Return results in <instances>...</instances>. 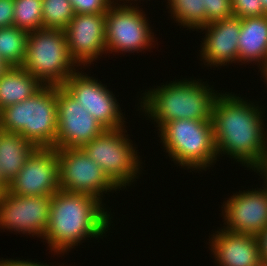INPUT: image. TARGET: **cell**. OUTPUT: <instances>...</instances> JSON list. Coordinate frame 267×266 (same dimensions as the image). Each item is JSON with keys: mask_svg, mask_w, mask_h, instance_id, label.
Returning <instances> with one entry per match:
<instances>
[{"mask_svg": "<svg viewBox=\"0 0 267 266\" xmlns=\"http://www.w3.org/2000/svg\"><path fill=\"white\" fill-rule=\"evenodd\" d=\"M224 92L217 97L212 114L218 161L226 155L253 172L267 163L265 107L240 93Z\"/></svg>", "mask_w": 267, "mask_h": 266, "instance_id": "cell-1", "label": "cell"}, {"mask_svg": "<svg viewBox=\"0 0 267 266\" xmlns=\"http://www.w3.org/2000/svg\"><path fill=\"white\" fill-rule=\"evenodd\" d=\"M111 210L92 195L59 189L51 196L48 225L42 242L47 244L53 256L57 254L62 258V254H68L84 241L104 239L111 227H115Z\"/></svg>", "mask_w": 267, "mask_h": 266, "instance_id": "cell-2", "label": "cell"}, {"mask_svg": "<svg viewBox=\"0 0 267 266\" xmlns=\"http://www.w3.org/2000/svg\"><path fill=\"white\" fill-rule=\"evenodd\" d=\"M182 78L149 87L135 105L146 120L156 123L158 130L167 122L178 119L212 120L213 107L222 91L200 78ZM140 104V105H139Z\"/></svg>", "mask_w": 267, "mask_h": 266, "instance_id": "cell-3", "label": "cell"}, {"mask_svg": "<svg viewBox=\"0 0 267 266\" xmlns=\"http://www.w3.org/2000/svg\"><path fill=\"white\" fill-rule=\"evenodd\" d=\"M174 165L189 173L207 171L218 161L212 120L178 119L165 123L157 132ZM166 150V151H165ZM176 163V164H175ZM181 166V167H180ZM212 166V167H211ZM210 167V168H209ZM203 170V171H202Z\"/></svg>", "mask_w": 267, "mask_h": 266, "instance_id": "cell-4", "label": "cell"}, {"mask_svg": "<svg viewBox=\"0 0 267 266\" xmlns=\"http://www.w3.org/2000/svg\"><path fill=\"white\" fill-rule=\"evenodd\" d=\"M57 86L44 85L32 97L0 111V129L20 134L38 148H55Z\"/></svg>", "mask_w": 267, "mask_h": 266, "instance_id": "cell-5", "label": "cell"}, {"mask_svg": "<svg viewBox=\"0 0 267 266\" xmlns=\"http://www.w3.org/2000/svg\"><path fill=\"white\" fill-rule=\"evenodd\" d=\"M128 133L126 127L106 129L81 147L121 191L136 184L144 170L138 147Z\"/></svg>", "mask_w": 267, "mask_h": 266, "instance_id": "cell-6", "label": "cell"}, {"mask_svg": "<svg viewBox=\"0 0 267 266\" xmlns=\"http://www.w3.org/2000/svg\"><path fill=\"white\" fill-rule=\"evenodd\" d=\"M43 85L62 86L79 68L68 53L64 30L38 29L29 32L21 66Z\"/></svg>", "mask_w": 267, "mask_h": 266, "instance_id": "cell-7", "label": "cell"}, {"mask_svg": "<svg viewBox=\"0 0 267 266\" xmlns=\"http://www.w3.org/2000/svg\"><path fill=\"white\" fill-rule=\"evenodd\" d=\"M105 14L108 55L134 52L142 54V51L145 53L146 50L155 48L157 38L143 7L113 3Z\"/></svg>", "mask_w": 267, "mask_h": 266, "instance_id": "cell-8", "label": "cell"}, {"mask_svg": "<svg viewBox=\"0 0 267 266\" xmlns=\"http://www.w3.org/2000/svg\"><path fill=\"white\" fill-rule=\"evenodd\" d=\"M57 155L60 190L92 195L105 206V194L120 192L82 148L57 149Z\"/></svg>", "mask_w": 267, "mask_h": 266, "instance_id": "cell-9", "label": "cell"}, {"mask_svg": "<svg viewBox=\"0 0 267 266\" xmlns=\"http://www.w3.org/2000/svg\"><path fill=\"white\" fill-rule=\"evenodd\" d=\"M78 68L62 85L105 129L128 123L119 100L106 84ZM80 70V71H79ZM124 113V114H123Z\"/></svg>", "mask_w": 267, "mask_h": 266, "instance_id": "cell-10", "label": "cell"}, {"mask_svg": "<svg viewBox=\"0 0 267 266\" xmlns=\"http://www.w3.org/2000/svg\"><path fill=\"white\" fill-rule=\"evenodd\" d=\"M50 205L51 196H20L5 190L0 201V231L43 239Z\"/></svg>", "mask_w": 267, "mask_h": 266, "instance_id": "cell-11", "label": "cell"}, {"mask_svg": "<svg viewBox=\"0 0 267 266\" xmlns=\"http://www.w3.org/2000/svg\"><path fill=\"white\" fill-rule=\"evenodd\" d=\"M55 149L81 148L106 129L63 87L57 86Z\"/></svg>", "mask_w": 267, "mask_h": 266, "instance_id": "cell-12", "label": "cell"}, {"mask_svg": "<svg viewBox=\"0 0 267 266\" xmlns=\"http://www.w3.org/2000/svg\"><path fill=\"white\" fill-rule=\"evenodd\" d=\"M64 32L69 56L78 67L90 69L103 54L107 56L105 13L74 14Z\"/></svg>", "mask_w": 267, "mask_h": 266, "instance_id": "cell-13", "label": "cell"}, {"mask_svg": "<svg viewBox=\"0 0 267 266\" xmlns=\"http://www.w3.org/2000/svg\"><path fill=\"white\" fill-rule=\"evenodd\" d=\"M232 194L221 203L222 228L257 236L267 226V190L261 186Z\"/></svg>", "mask_w": 267, "mask_h": 266, "instance_id": "cell-14", "label": "cell"}, {"mask_svg": "<svg viewBox=\"0 0 267 266\" xmlns=\"http://www.w3.org/2000/svg\"><path fill=\"white\" fill-rule=\"evenodd\" d=\"M6 190L20 196L55 194L59 190L57 149L37 148Z\"/></svg>", "mask_w": 267, "mask_h": 266, "instance_id": "cell-15", "label": "cell"}, {"mask_svg": "<svg viewBox=\"0 0 267 266\" xmlns=\"http://www.w3.org/2000/svg\"><path fill=\"white\" fill-rule=\"evenodd\" d=\"M200 30V31H199ZM241 19L235 16L209 23L197 32L204 34L198 51L204 67L220 69L235 63L238 65V39Z\"/></svg>", "mask_w": 267, "mask_h": 266, "instance_id": "cell-16", "label": "cell"}, {"mask_svg": "<svg viewBox=\"0 0 267 266\" xmlns=\"http://www.w3.org/2000/svg\"><path fill=\"white\" fill-rule=\"evenodd\" d=\"M212 232L207 243L216 266H259L262 263L256 236L232 233L222 227Z\"/></svg>", "mask_w": 267, "mask_h": 266, "instance_id": "cell-17", "label": "cell"}, {"mask_svg": "<svg viewBox=\"0 0 267 266\" xmlns=\"http://www.w3.org/2000/svg\"><path fill=\"white\" fill-rule=\"evenodd\" d=\"M250 63L257 64L258 72L267 63V15L241 19L238 64Z\"/></svg>", "mask_w": 267, "mask_h": 266, "instance_id": "cell-18", "label": "cell"}, {"mask_svg": "<svg viewBox=\"0 0 267 266\" xmlns=\"http://www.w3.org/2000/svg\"><path fill=\"white\" fill-rule=\"evenodd\" d=\"M37 148L20 134L0 129V173L6 187Z\"/></svg>", "mask_w": 267, "mask_h": 266, "instance_id": "cell-19", "label": "cell"}, {"mask_svg": "<svg viewBox=\"0 0 267 266\" xmlns=\"http://www.w3.org/2000/svg\"><path fill=\"white\" fill-rule=\"evenodd\" d=\"M44 85L22 67H8L0 76V111L32 97Z\"/></svg>", "mask_w": 267, "mask_h": 266, "instance_id": "cell-20", "label": "cell"}, {"mask_svg": "<svg viewBox=\"0 0 267 266\" xmlns=\"http://www.w3.org/2000/svg\"><path fill=\"white\" fill-rule=\"evenodd\" d=\"M169 18L173 19L177 26L187 28L189 31H197L206 25V9L202 0H167Z\"/></svg>", "mask_w": 267, "mask_h": 266, "instance_id": "cell-21", "label": "cell"}, {"mask_svg": "<svg viewBox=\"0 0 267 266\" xmlns=\"http://www.w3.org/2000/svg\"><path fill=\"white\" fill-rule=\"evenodd\" d=\"M29 32L15 26L0 28V59L8 67H21L27 48Z\"/></svg>", "mask_w": 267, "mask_h": 266, "instance_id": "cell-22", "label": "cell"}, {"mask_svg": "<svg viewBox=\"0 0 267 266\" xmlns=\"http://www.w3.org/2000/svg\"><path fill=\"white\" fill-rule=\"evenodd\" d=\"M74 14L70 0H42L43 29L64 30Z\"/></svg>", "mask_w": 267, "mask_h": 266, "instance_id": "cell-23", "label": "cell"}, {"mask_svg": "<svg viewBox=\"0 0 267 266\" xmlns=\"http://www.w3.org/2000/svg\"><path fill=\"white\" fill-rule=\"evenodd\" d=\"M13 26L27 32L43 29L42 0H14Z\"/></svg>", "mask_w": 267, "mask_h": 266, "instance_id": "cell-24", "label": "cell"}, {"mask_svg": "<svg viewBox=\"0 0 267 266\" xmlns=\"http://www.w3.org/2000/svg\"><path fill=\"white\" fill-rule=\"evenodd\" d=\"M206 9V25L233 16L231 0H202Z\"/></svg>", "mask_w": 267, "mask_h": 266, "instance_id": "cell-25", "label": "cell"}, {"mask_svg": "<svg viewBox=\"0 0 267 266\" xmlns=\"http://www.w3.org/2000/svg\"><path fill=\"white\" fill-rule=\"evenodd\" d=\"M233 16L240 19L267 15L260 0H231Z\"/></svg>", "mask_w": 267, "mask_h": 266, "instance_id": "cell-26", "label": "cell"}, {"mask_svg": "<svg viewBox=\"0 0 267 266\" xmlns=\"http://www.w3.org/2000/svg\"><path fill=\"white\" fill-rule=\"evenodd\" d=\"M75 14H100L106 13L113 0H70Z\"/></svg>", "mask_w": 267, "mask_h": 266, "instance_id": "cell-27", "label": "cell"}, {"mask_svg": "<svg viewBox=\"0 0 267 266\" xmlns=\"http://www.w3.org/2000/svg\"><path fill=\"white\" fill-rule=\"evenodd\" d=\"M14 0H0V28L13 26Z\"/></svg>", "mask_w": 267, "mask_h": 266, "instance_id": "cell-28", "label": "cell"}, {"mask_svg": "<svg viewBox=\"0 0 267 266\" xmlns=\"http://www.w3.org/2000/svg\"><path fill=\"white\" fill-rule=\"evenodd\" d=\"M21 258H17V259H12V258H6V259H3V257H2V259L0 258V266H64V263H62L61 265H58V264H56V265H49V264H47V263H41V262H37V261H33L32 259L31 260H29V259H26V260H24V259H21ZM66 266H69V265H67L66 264ZM71 266V265H70Z\"/></svg>", "mask_w": 267, "mask_h": 266, "instance_id": "cell-29", "label": "cell"}, {"mask_svg": "<svg viewBox=\"0 0 267 266\" xmlns=\"http://www.w3.org/2000/svg\"><path fill=\"white\" fill-rule=\"evenodd\" d=\"M262 263L267 264V226L256 236Z\"/></svg>", "mask_w": 267, "mask_h": 266, "instance_id": "cell-30", "label": "cell"}, {"mask_svg": "<svg viewBox=\"0 0 267 266\" xmlns=\"http://www.w3.org/2000/svg\"><path fill=\"white\" fill-rule=\"evenodd\" d=\"M253 171L256 172L260 177L262 176L261 179L264 180L262 185L267 190V163L254 169Z\"/></svg>", "mask_w": 267, "mask_h": 266, "instance_id": "cell-31", "label": "cell"}, {"mask_svg": "<svg viewBox=\"0 0 267 266\" xmlns=\"http://www.w3.org/2000/svg\"><path fill=\"white\" fill-rule=\"evenodd\" d=\"M114 1V3H117V4H119V5H132L133 6V4H134V6L136 5H139V3L141 4V1H145V0H113ZM122 1V2H121ZM137 1H138V3H137ZM148 1H150V0H148ZM119 2V3H118ZM165 2H166V0H165ZM128 3V4H127ZM130 3V4H129ZM136 3V4H135Z\"/></svg>", "mask_w": 267, "mask_h": 266, "instance_id": "cell-32", "label": "cell"}, {"mask_svg": "<svg viewBox=\"0 0 267 266\" xmlns=\"http://www.w3.org/2000/svg\"><path fill=\"white\" fill-rule=\"evenodd\" d=\"M260 71H261L260 77H262L264 79L263 82H265L264 84H266V87H267V63Z\"/></svg>", "mask_w": 267, "mask_h": 266, "instance_id": "cell-33", "label": "cell"}, {"mask_svg": "<svg viewBox=\"0 0 267 266\" xmlns=\"http://www.w3.org/2000/svg\"><path fill=\"white\" fill-rule=\"evenodd\" d=\"M8 69L7 64H5L1 59H0V76Z\"/></svg>", "mask_w": 267, "mask_h": 266, "instance_id": "cell-34", "label": "cell"}, {"mask_svg": "<svg viewBox=\"0 0 267 266\" xmlns=\"http://www.w3.org/2000/svg\"><path fill=\"white\" fill-rule=\"evenodd\" d=\"M7 189V187L3 184V183H0V201L2 199V196L4 194V191Z\"/></svg>", "mask_w": 267, "mask_h": 266, "instance_id": "cell-35", "label": "cell"}, {"mask_svg": "<svg viewBox=\"0 0 267 266\" xmlns=\"http://www.w3.org/2000/svg\"><path fill=\"white\" fill-rule=\"evenodd\" d=\"M263 5L264 10L267 12V0H260Z\"/></svg>", "mask_w": 267, "mask_h": 266, "instance_id": "cell-36", "label": "cell"}, {"mask_svg": "<svg viewBox=\"0 0 267 266\" xmlns=\"http://www.w3.org/2000/svg\"><path fill=\"white\" fill-rule=\"evenodd\" d=\"M259 266H267L266 263H261Z\"/></svg>", "mask_w": 267, "mask_h": 266, "instance_id": "cell-37", "label": "cell"}, {"mask_svg": "<svg viewBox=\"0 0 267 266\" xmlns=\"http://www.w3.org/2000/svg\"><path fill=\"white\" fill-rule=\"evenodd\" d=\"M0 183H2V175H1V173H0Z\"/></svg>", "mask_w": 267, "mask_h": 266, "instance_id": "cell-38", "label": "cell"}]
</instances>
